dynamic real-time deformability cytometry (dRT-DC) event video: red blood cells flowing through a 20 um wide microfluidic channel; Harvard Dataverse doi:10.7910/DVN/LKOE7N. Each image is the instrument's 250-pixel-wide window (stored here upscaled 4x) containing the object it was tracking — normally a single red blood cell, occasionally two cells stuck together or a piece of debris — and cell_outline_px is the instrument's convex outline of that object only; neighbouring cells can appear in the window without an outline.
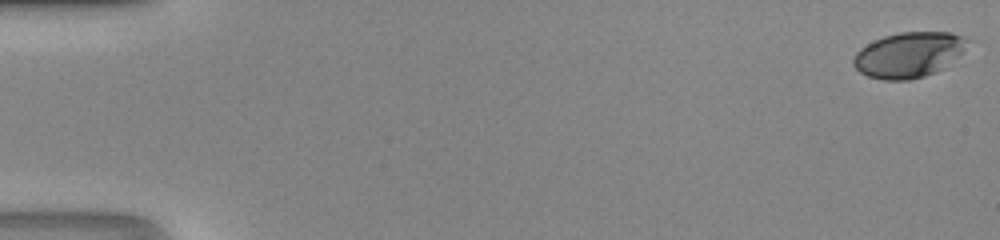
{"species": "human", "species_latin": "Homo sapiens", "temperature_condition": "room temperature", "stored_images_in_passage": 50, "segment_of_instrument_passage": [1, 2], "camera_frame_rate_fps": 3000, "um_per_image_px": 0.085, "donor": {"sex": "male"}, "frame": {"image": 1, "passage_image": 1, "time_ms": 0.0, "image_size_px": [1000, 240], "cell_outline_px": [[968, 40], [964, 52], [944, 68], [936, 72], [924, 76], [908, 80], [884, 80], [868, 76], [860, 72], [852, 64], [852, 60], [856, 52], [860, 48], [884, 36], [900, 32], [952, 32], [964, 36]], "centroid_in_image_um": [77.26, 4.66], "position_along_channel_um": 7.7, "area_um2": 30.23}}
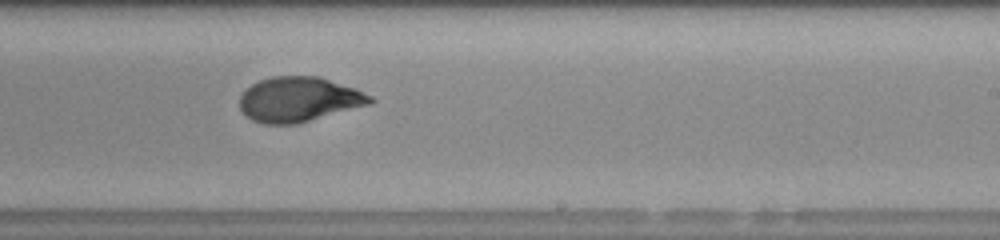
{"frame": {"image": 2, "passage_image": 31, "time_ms": 10.0, "image_size_px": [1000, 240], "cell_outline_px": [[376, 100], [372, 104], [296, 124], [264, 124], [252, 120], [240, 108], [240, 96], [252, 84], [260, 80], [272, 76], [320, 76], [356, 88], [372, 96]], "centroid_in_image_um": [25.46, 8.44], "position_along_channel_um": 263.5, "area_um2": 34.22}}
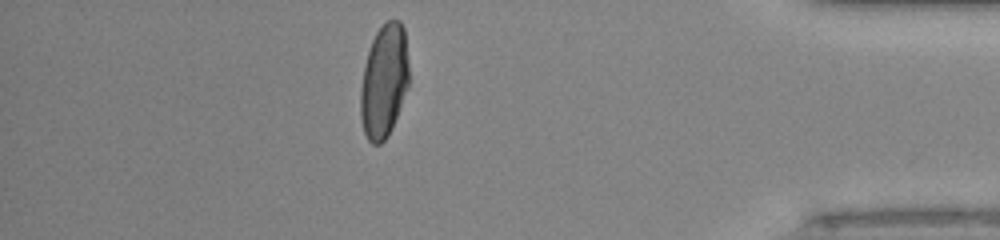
{"frame": {"image": 3, "passage_image": 43, "time_ms": 14.0, "image_size_px": [1000, 240], "cell_outline_px": [[408, 88], [392, 128], [388, 136], [380, 144], [372, 144], [368, 140], [364, 132], [360, 116], [360, 88], [364, 64], [372, 40], [376, 32], [388, 20], [400, 20], [404, 28], [408, 64]], "centroid_in_image_um": [32.63, 6.92], "position_along_channel_um": 402.6, "area_um2": 32.08}}